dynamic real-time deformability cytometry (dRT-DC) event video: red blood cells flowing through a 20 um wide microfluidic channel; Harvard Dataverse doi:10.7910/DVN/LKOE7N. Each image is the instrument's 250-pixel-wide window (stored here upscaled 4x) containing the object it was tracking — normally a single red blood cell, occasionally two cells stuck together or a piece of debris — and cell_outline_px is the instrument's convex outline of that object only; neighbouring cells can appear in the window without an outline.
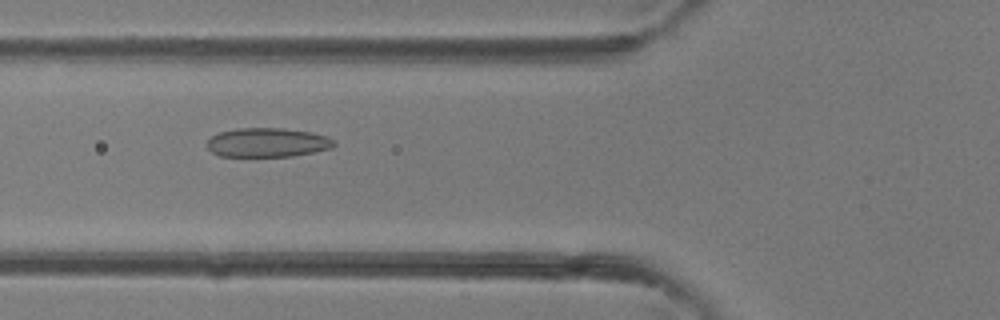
{"species": "common noctule bat (a hibernating species)", "species_latin": "Nyctalus noctula", "temperature_condition": "room temperature", "stored_images_in_passage": 40, "camera_frame_rate_fps": 3000, "um_per_image_px": 0.085, "animal": {"sex": "female"}, "frame": {"image": 1, "passage_image": 15, "time_ms": 4.667, "image_size_px": [1000, 320], "cell_outline_px": [[336, 144], [332, 148], [292, 156], [220, 156], [212, 152], [204, 144], [212, 136], [220, 132], [236, 128], [284, 128], [312, 132], [328, 136], [336, 140]], "centroid_in_image_um": [22.75, 12.1], "position_along_channel_um": 103.1, "area_um2": 21.73}}
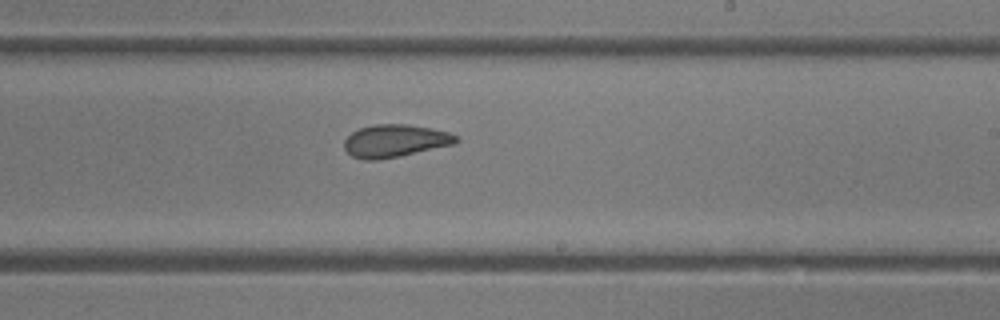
{"frame": {"image": 2, "passage_image": 24, "time_ms": 7.667, "image_size_px": [1000, 320], "cell_outline_px": [[460, 140], [456, 144], [400, 156], [380, 160], [364, 160], [352, 156], [344, 148], [344, 140], [352, 132], [360, 128], [372, 124], [408, 124], [432, 128], [448, 132], [456, 136]], "centroid_in_image_um": [33.59, 11.97], "position_along_channel_um": 255.4, "area_um2": 21.44}}
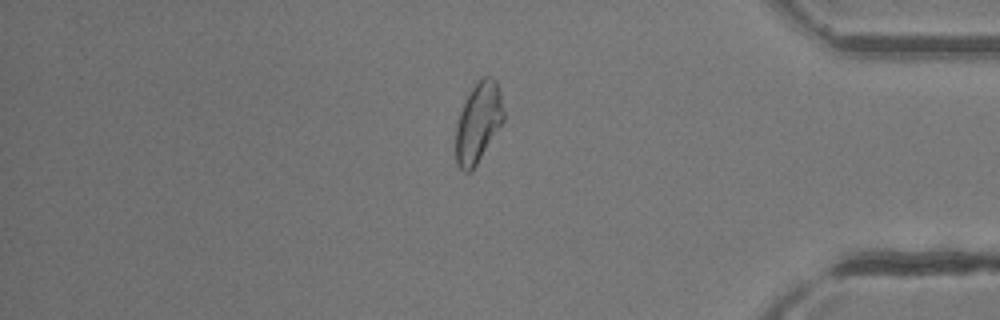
{"frame": {"image": 3, "passage_image": 34, "time_ms": 11.0, "image_size_px": [1000, 320], "cell_outline_px": [[504, 120], [472, 172], [464, 172], [456, 164], [456, 124], [460, 112], [472, 88], [484, 76], [492, 76], [496, 80], [500, 92], [504, 112]], "centroid_in_image_um": [40.65, 10.44], "position_along_channel_um": 394.5, "area_um2": 22.14}}